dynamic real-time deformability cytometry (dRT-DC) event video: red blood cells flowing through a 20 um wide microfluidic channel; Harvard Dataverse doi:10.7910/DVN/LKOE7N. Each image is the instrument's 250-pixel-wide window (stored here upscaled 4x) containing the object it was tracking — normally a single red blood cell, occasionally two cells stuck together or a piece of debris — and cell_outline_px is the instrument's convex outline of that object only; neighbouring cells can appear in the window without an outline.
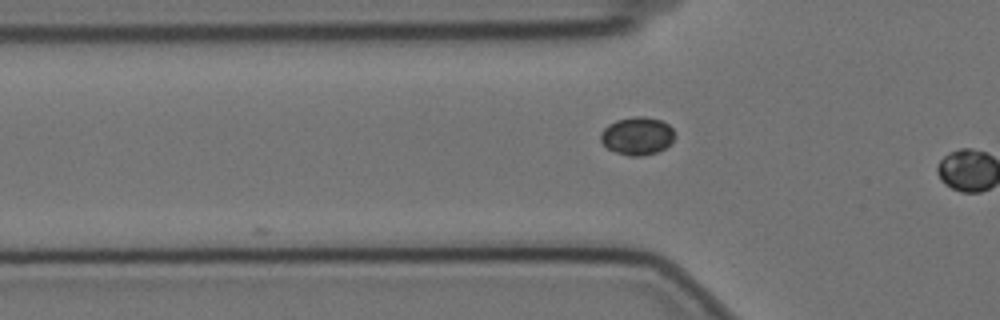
{"species": "Egyptian fruit bat (a non-hibernating species)", "species_latin": "Rousettus aegyptiacus", "temperature_condition": "cold", "stored_images_in_passage": 8, "camera_frame_rate_fps": 3000, "um_per_image_px": 0.085, "animal": {"sex": "female"}, "frame": {"image": 1, "passage_image": 8, "time_ms": 2.333, "image_size_px": [1000, 320], "cell_outline_px": [[676, 136], [664, 148], [656, 152], [644, 156], [628, 156], [616, 152], [608, 148], [600, 140], [600, 132], [608, 124], [616, 120], [632, 116], [644, 116], [660, 120], [668, 124], [672, 128]], "centroid_in_image_um": [54.15, 11.54], "position_along_channel_um": 71.7, "area_um2": 16.42}}